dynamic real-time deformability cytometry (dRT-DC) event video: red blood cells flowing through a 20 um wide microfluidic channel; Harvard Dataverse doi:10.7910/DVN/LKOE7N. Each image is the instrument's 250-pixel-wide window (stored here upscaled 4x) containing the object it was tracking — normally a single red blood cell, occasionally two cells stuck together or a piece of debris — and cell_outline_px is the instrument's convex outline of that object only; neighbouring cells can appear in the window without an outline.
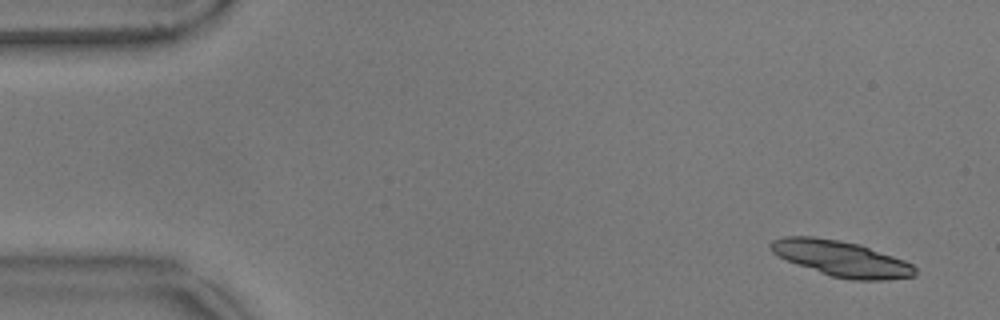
{"species": "common noctule bat (a hibernating species)", "species_latin": "Nyctalus noctula", "temperature_condition": "warm", "stored_images_in_passage": 45, "camera_frame_rate_fps": 3000, "um_per_image_px": 0.085, "animal": {"sex": "male", "body_mass_g": 17.9}, "frame": {"image": 1, "passage_image": 3, "time_ms": 0.667, "image_size_px": [1000, 320], "cell_outline_px": [[916, 276], [884, 280], [852, 280], [832, 276], [796, 264], [772, 252], [772, 240], [784, 236], [812, 236], [840, 240], [860, 244], [904, 260], [912, 264], [916, 268]], "centroid_in_image_um": [71.56, 21.98], "position_along_channel_um": 13.4, "area_um2": 29.71}}
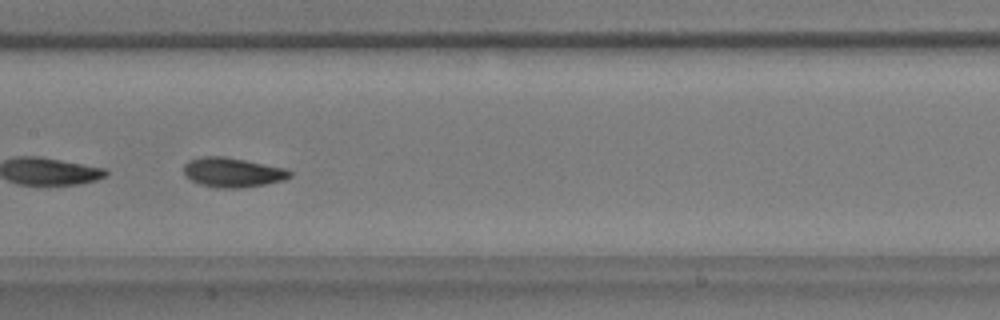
{"frame": {"image": 2, "passage_image": 28, "time_ms": 9.0, "image_size_px": [1000, 320], "cell_outline_px": [[292, 176], [284, 180], [264, 184], [240, 188], [220, 188], [200, 184], [184, 176], [184, 164], [188, 160], [204, 156], [220, 156], [244, 160], [284, 168], [292, 172]], "centroid_in_image_um": [19.75, 14.65], "position_along_channel_um": 187.7, "area_um2": 18.09}, "authors_computed_cell_mechanics": {"area_um2": 18.3226, "velocity_mm_per_s": 3.5448, "shape_relaxation_time_tau1_ms": 2.9491, "shape_relaxation_time_tau2_ms": 3.7699, "deformation_change_tau1": 0.0938, "deformation_change_tau2": 0.0881}}